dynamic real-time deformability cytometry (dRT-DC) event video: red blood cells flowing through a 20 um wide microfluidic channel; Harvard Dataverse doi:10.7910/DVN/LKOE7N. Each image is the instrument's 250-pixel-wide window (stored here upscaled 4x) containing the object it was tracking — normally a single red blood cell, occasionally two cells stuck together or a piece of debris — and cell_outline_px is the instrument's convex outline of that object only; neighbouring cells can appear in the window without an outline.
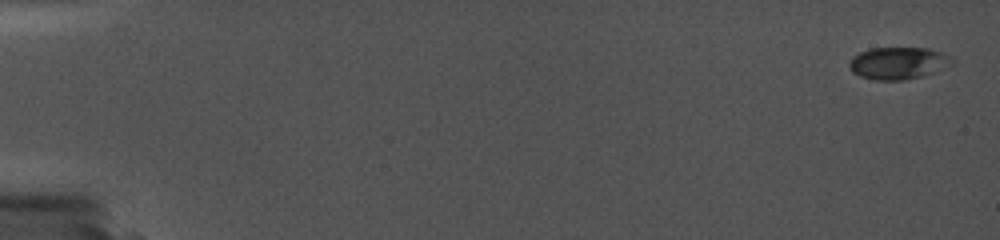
{"species": "common noctule bat (a hibernating species)", "species_latin": "Nyctalus noctula", "temperature_condition": "cold", "stored_images_in_passage": 3, "camera_frame_rate_fps": 5000, "um_per_image_px": 0.085, "animal": {"sex": "female", "body_mass_g": 19.0, "forearm_length_mm": 56.7}, "frame": {"image": 1, "passage_image": 1, "time_ms": 0.0, "image_size_px": [1000, 240], "cell_outline_px": [[936, 52], [908, 76], [864, 76], [856, 72], [852, 68], [852, 60], [860, 52], [872, 48], [928, 48]], "centroid_in_image_um": [75.68, 5.21], "position_along_channel_um": 9.3, "area_um2": 13.53}}